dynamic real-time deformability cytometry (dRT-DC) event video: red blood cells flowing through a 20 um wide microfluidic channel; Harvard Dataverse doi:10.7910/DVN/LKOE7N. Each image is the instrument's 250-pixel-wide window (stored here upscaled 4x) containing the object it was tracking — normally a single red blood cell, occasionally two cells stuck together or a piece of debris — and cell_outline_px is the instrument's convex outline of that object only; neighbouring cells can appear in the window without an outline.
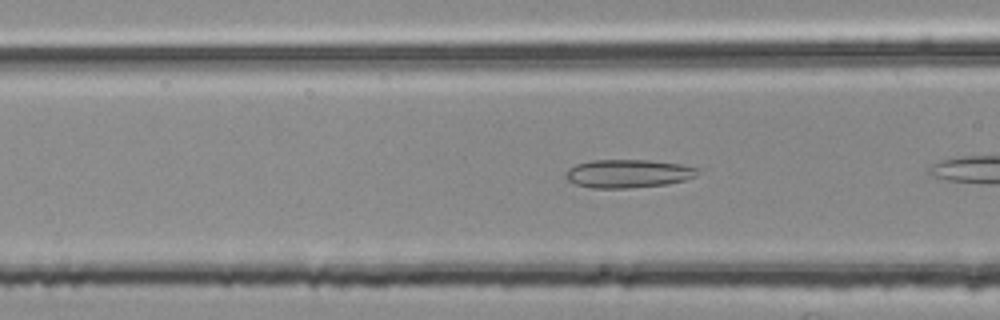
{"species": "common noctule bat (a hibernating species)", "species_latin": "Nyctalus noctula", "temperature_condition": "room temperature", "stored_images_in_passage": 6, "camera_frame_rate_fps": 3000, "um_per_image_px": 0.085, "animal": {"sex": "female", "body_mass_g": 25.1}, "frame": {"image": 1, "passage_image": 4, "time_ms": 1.0, "image_size_px": [1000, 320], "cell_outline_px": [[700, 172], [696, 176], [684, 180], [668, 184], [628, 188], [592, 188], [576, 184], [568, 180], [564, 176], [564, 172], [568, 168], [576, 164], [592, 160], [648, 160], [684, 164], [700, 168]], "centroid_in_image_um": [53.41, 14.75], "position_along_channel_um": 113.2, "area_um2": 22.02}}